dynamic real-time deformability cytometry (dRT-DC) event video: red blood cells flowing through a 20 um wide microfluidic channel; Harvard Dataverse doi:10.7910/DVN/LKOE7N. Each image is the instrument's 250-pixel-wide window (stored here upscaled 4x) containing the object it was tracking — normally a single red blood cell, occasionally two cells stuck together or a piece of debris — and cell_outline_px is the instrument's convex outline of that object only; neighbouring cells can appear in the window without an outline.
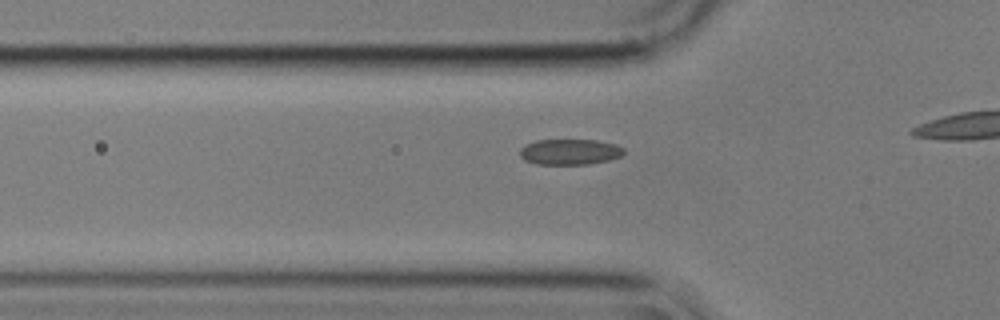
{"species": "common noctule bat (a hibernating species)", "species_latin": "Nyctalus noctula", "temperature_condition": "cold", "stored_images_in_passage": 12, "camera_frame_rate_fps": 3000, "um_per_image_px": 0.085, "animal": {"sex": "male", "body_mass_g": 17.9}, "frame": {"image": 1, "passage_image": 6, "time_ms": 1.667, "image_size_px": [1000, 320], "cell_outline_px": [[624, 152], [620, 156], [608, 160], [588, 164], [536, 164], [524, 160], [520, 156], [520, 148], [524, 144], [536, 140], [596, 140], [616, 144], [624, 148]], "centroid_in_image_um": [48.4, 12.9], "position_along_channel_um": 77.4, "area_um2": 15.61}}
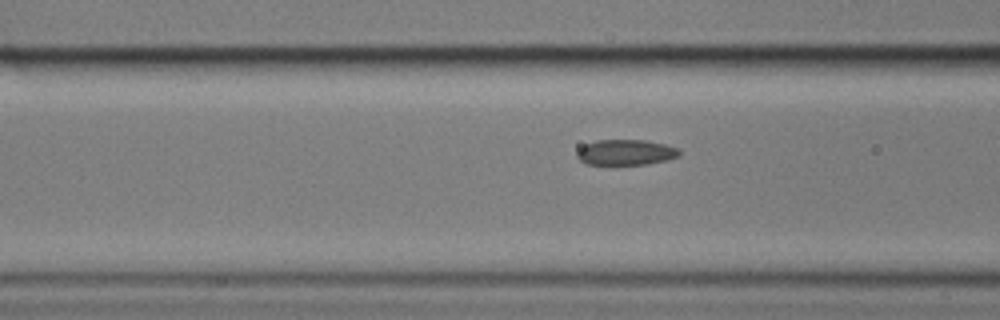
{"frame": {"image": 2, "passage_image": 9, "time_ms": 2.667, "image_size_px": [1000, 320], "cell_outline_px": [[680, 156], [668, 160], [648, 164], [616, 168], [584, 164], [576, 156], [576, 152], [584, 144], [596, 140], [644, 140], [664, 144], [680, 148]], "centroid_in_image_um": [53.15, 13.01], "position_along_channel_um": 113.4, "area_um2": 16.3}}